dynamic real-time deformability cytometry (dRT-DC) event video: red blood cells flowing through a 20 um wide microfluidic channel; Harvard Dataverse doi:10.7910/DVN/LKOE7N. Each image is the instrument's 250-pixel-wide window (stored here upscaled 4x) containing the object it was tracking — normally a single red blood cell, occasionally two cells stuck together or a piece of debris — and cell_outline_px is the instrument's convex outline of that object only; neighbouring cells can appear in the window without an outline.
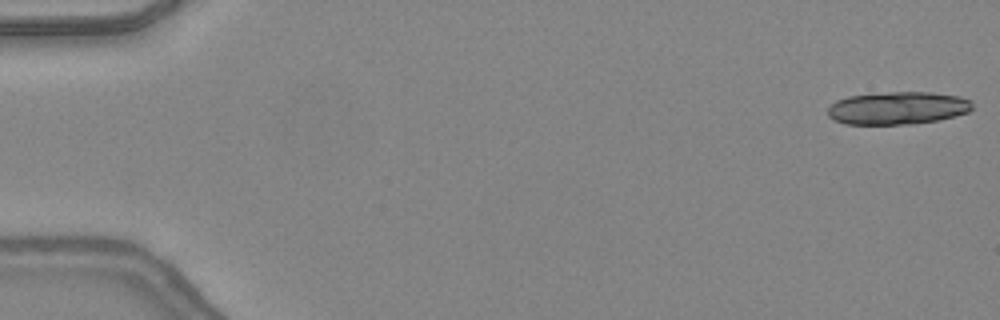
{"species": "common noctule bat (a hibernating species)", "species_latin": "Nyctalus noctula", "temperature_condition": "warm", "stored_images_in_passage": 16, "camera_frame_rate_fps": 3000, "um_per_image_px": 0.085, "animal": {"sex": "female", "body_mass_g": 24.6, "forearm_length_mm": 56.2}, "frame": {"image": 1, "passage_image": 1, "time_ms": 0.0, "image_size_px": [1000, 320], "cell_outline_px": [[972, 108], [968, 112], [956, 116], [940, 120], [912, 124], [844, 124], [828, 116], [828, 108], [836, 100], [848, 96], [888, 92], [928, 92], [960, 96], [972, 100]], "centroid_in_image_um": [76.33, 9.18], "position_along_channel_um": 8.7, "area_um2": 27.69}}